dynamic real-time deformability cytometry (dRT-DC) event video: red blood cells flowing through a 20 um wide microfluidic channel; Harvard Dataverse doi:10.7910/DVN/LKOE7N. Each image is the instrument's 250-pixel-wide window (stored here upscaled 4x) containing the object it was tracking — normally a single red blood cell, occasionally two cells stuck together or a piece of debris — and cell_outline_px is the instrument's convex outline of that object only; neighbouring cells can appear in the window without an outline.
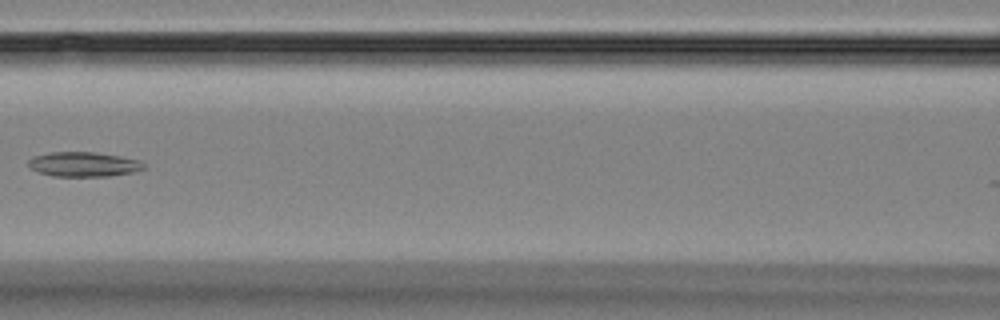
{"species": "Egyptian fruit bat (a non-hibernating species)", "species_latin": "Rousettus aegyptiacus", "temperature_condition": "room temperature", "stored_images_in_passage": 11, "camera_frame_rate_fps": 3000, "um_per_image_px": 0.085, "animal": {"sex": "female"}, "frame": {"image": 1, "passage_image": 7, "time_ms": 7.0, "image_size_px": [1000, 320], "cell_outline_px": [[144, 168], [132, 172], [108, 176], [52, 176], [40, 172], [32, 168], [28, 164], [28, 160], [32, 156], [52, 152], [96, 152], [120, 156], [140, 160], [144, 164]], "centroid_in_image_um": [7.1, 13.95], "position_along_channel_um": 159.5, "area_um2": 16.47}}
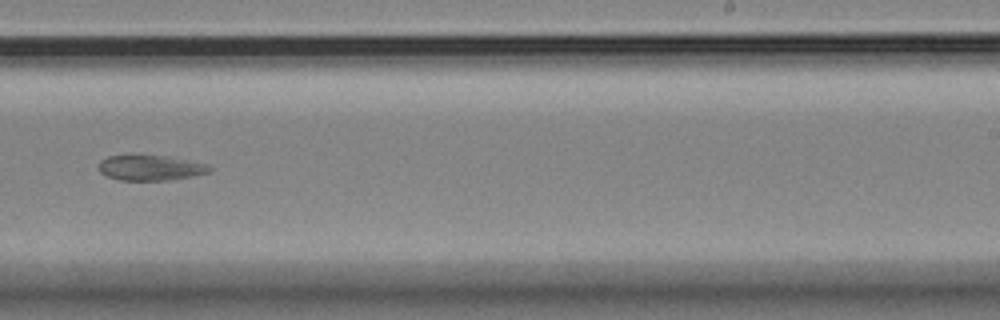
{"frame": {"image": 2, "passage_image": 10, "time_ms": 10.333, "image_size_px": [1000, 320], "cell_outline_px": [[212, 172], [192, 176], [168, 180], [120, 180], [108, 176], [100, 172], [100, 160], [108, 156], [132, 152], [168, 156], [212, 164]], "centroid_in_image_um": [12.82, 14.21], "position_along_channel_um": 276.2, "area_um2": 17.17}}
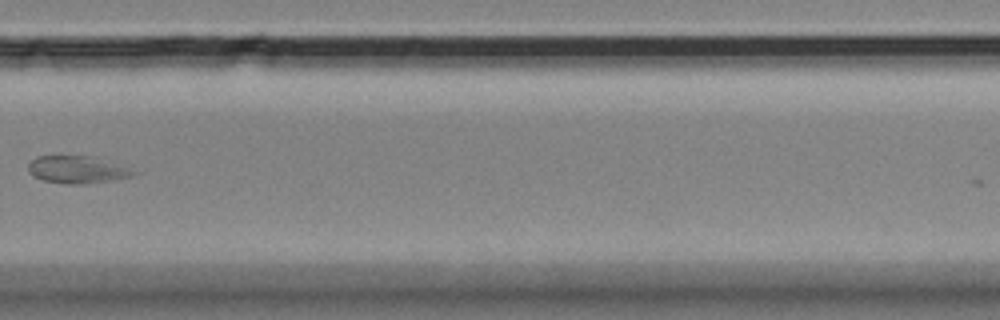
{"frame": {"image": 3, "passage_image": 11, "time_ms": 11.667, "image_size_px": [1000, 320], "cell_outline_px": [[144, 172], [132, 176], [112, 180], [80, 184], [64, 184], [44, 180], [32, 176], [28, 172], [28, 164], [36, 156], [92, 156]], "centroid_in_image_um": [6.6, 14.42], "position_along_channel_um": 323.2, "area_um2": 16.94}}